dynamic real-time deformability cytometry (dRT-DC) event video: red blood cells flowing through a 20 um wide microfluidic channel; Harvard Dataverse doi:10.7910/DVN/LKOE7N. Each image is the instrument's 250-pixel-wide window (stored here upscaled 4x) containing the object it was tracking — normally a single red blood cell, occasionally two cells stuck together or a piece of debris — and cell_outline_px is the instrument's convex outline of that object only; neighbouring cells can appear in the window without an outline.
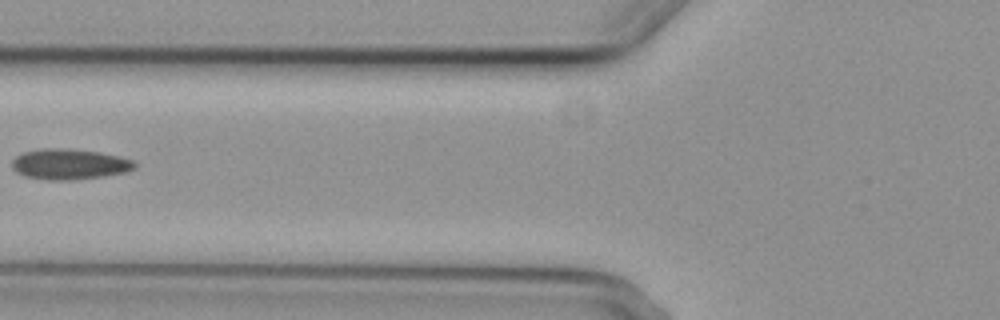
{"species": "common noctule bat (a hibernating species)", "species_latin": "Nyctalus noctula", "temperature_condition": "cold", "stored_images_in_passage": 6, "camera_frame_rate_fps": 3000, "um_per_image_px": 0.085, "animal": {"sex": "female", "body_mass_g": 29.2, "forearm_length_mm": 56.3}, "frame": {"image": 1, "passage_image": 5, "time_ms": 5.667, "image_size_px": [1000, 320], "cell_outline_px": [[136, 168], [124, 172], [104, 176], [72, 180], [48, 180], [24, 176], [16, 172], [12, 168], [12, 160], [16, 156], [24, 152], [40, 148], [56, 148], [100, 152], [132, 160], [136, 164]], "centroid_in_image_um": [5.86, 13.96], "position_along_channel_um": 119.9, "area_um2": 21.73}}
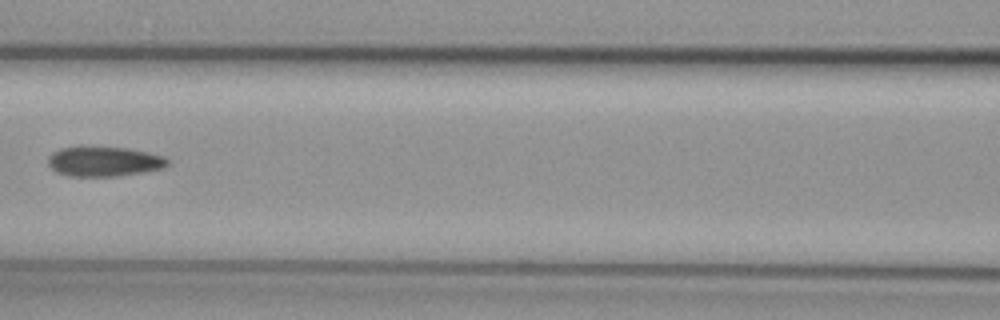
{"frame": {"image": 2, "passage_image": 6, "time_ms": 6.667, "image_size_px": [1000, 320], "cell_outline_px": [[168, 164], [164, 168], [144, 172], [116, 176], [68, 176], [56, 172], [48, 164], [48, 156], [52, 152], [60, 148], [80, 144], [128, 148], [148, 152], [164, 156], [168, 160]], "centroid_in_image_um": [8.8, 13.68], "position_along_channel_um": 157.8, "area_um2": 21.5}}